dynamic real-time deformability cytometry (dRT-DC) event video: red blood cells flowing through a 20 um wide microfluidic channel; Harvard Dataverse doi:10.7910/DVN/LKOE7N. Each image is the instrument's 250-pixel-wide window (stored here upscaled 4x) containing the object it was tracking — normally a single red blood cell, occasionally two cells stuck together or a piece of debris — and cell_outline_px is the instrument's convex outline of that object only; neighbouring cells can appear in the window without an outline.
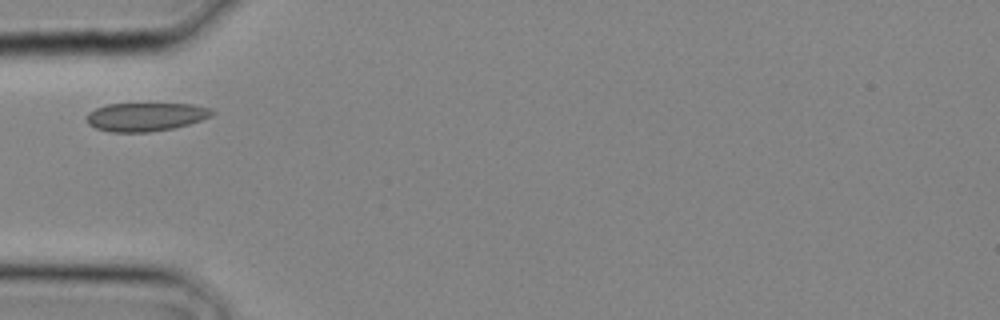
{"species": "common noctule bat (a hibernating species)", "species_latin": "Nyctalus noctula", "temperature_condition": "cold", "stored_images_in_passage": 16, "camera_frame_rate_fps": 3000, "um_per_image_px": 0.085, "animal": {"sex": "male", "body_mass_g": 20.4}, "frame": {"image": 1, "passage_image": 1, "time_ms": 0.0, "image_size_px": [1000, 320], "cell_outline_px": [[216, 112], [212, 116], [176, 128], [148, 132], [108, 132], [96, 128], [88, 124], [88, 112], [96, 108], [108, 104], [192, 104], [212, 108]], "centroid_in_image_um": [12.42, 9.93], "position_along_channel_um": 72.6, "area_um2": 20.87}}
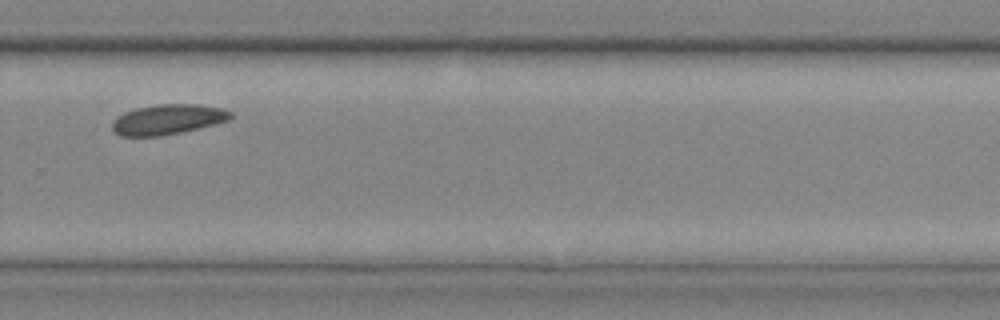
{"frame": {"image": 2, "passage_image": 12, "time_ms": 3.667, "image_size_px": [1000, 320], "cell_outline_px": [[232, 116], [228, 120], [180, 132], [160, 136], [120, 136], [112, 128], [112, 124], [124, 112], [136, 108], [156, 104], [200, 104], [220, 108], [232, 112]], "centroid_in_image_um": [14.25, 10.14], "position_along_channel_um": 315.5, "area_um2": 20.4}}
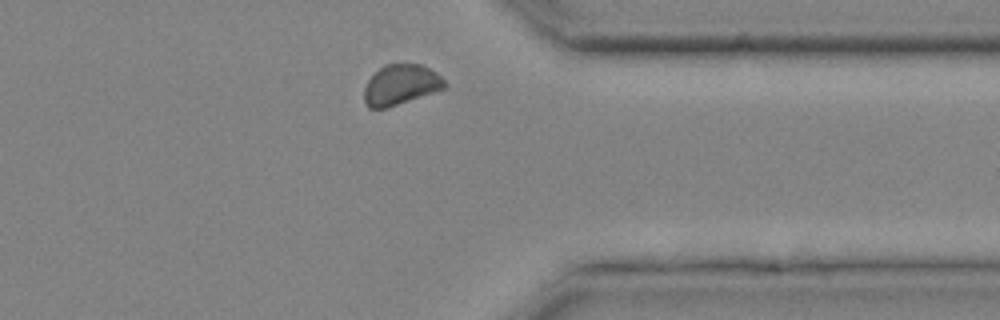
{"frame": {"image": 3, "passage_image": 15, "time_ms": 4.667, "image_size_px": [1000, 320], "cell_outline_px": [[448, 84], [444, 88], [388, 108], [368, 108], [364, 104], [364, 88], [368, 80], [384, 64], [404, 60], [420, 64], [436, 72]], "centroid_in_image_um": [34.04, 7.16], "position_along_channel_um": 377.4, "area_um2": 19.31}}